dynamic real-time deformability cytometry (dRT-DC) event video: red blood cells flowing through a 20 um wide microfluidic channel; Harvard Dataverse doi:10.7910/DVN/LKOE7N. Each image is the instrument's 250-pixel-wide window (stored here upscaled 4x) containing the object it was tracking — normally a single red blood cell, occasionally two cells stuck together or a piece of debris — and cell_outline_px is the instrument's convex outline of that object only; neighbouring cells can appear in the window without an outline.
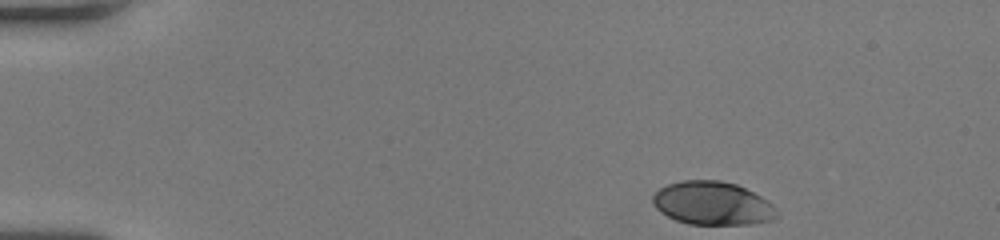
{"species": "human", "species_latin": "Homo sapiens", "temperature_condition": "room temperature", "stored_images_in_passage": 45, "camera_frame_rate_fps": 3000, "um_per_image_px": 0.085, "donor": {"sex": "female"}, "frame": {"image": 1, "passage_image": 1, "time_ms": 0.0, "image_size_px": [1000, 240], "cell_outline_px": [[776, 216], [772, 220], [752, 224], [688, 224], [676, 220], [660, 212], [652, 204], [652, 196], [660, 188], [668, 184], [680, 180], [720, 180], [736, 184], [760, 196], [772, 204], [776, 208]], "centroid_in_image_um": [60.53, 17.28], "position_along_channel_um": 24.5, "area_um2": 31.27}}
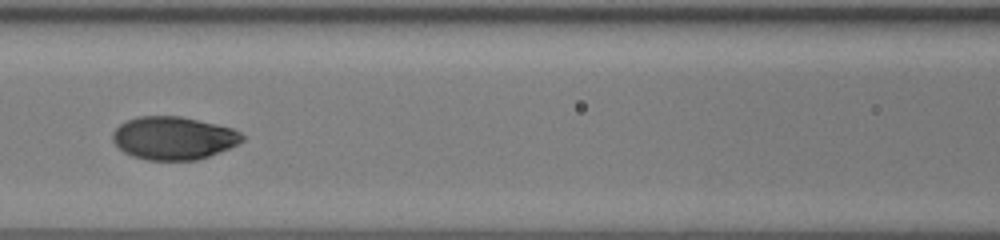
{"frame": {"image": 2, "passage_image": 18, "time_ms": 5.667, "image_size_px": [1000, 240], "cell_outline_px": [[244, 140], [228, 148], [208, 156], [196, 160], [148, 160], [132, 156], [124, 152], [112, 140], [112, 132], [120, 124], [136, 116], [180, 116], [216, 124], [232, 128], [240, 132], [244, 136]], "centroid_in_image_um": [14.72, 11.73], "position_along_channel_um": 151.9, "area_um2": 32.31}}
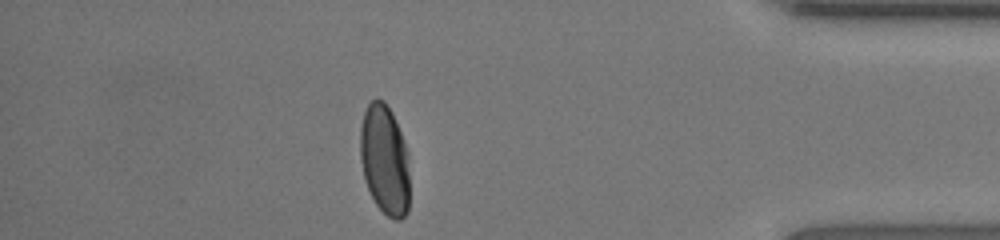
{"frame": {"image": 3, "passage_image": 39, "time_ms": 12.667, "image_size_px": [1000, 240], "cell_outline_px": [[408, 212], [400, 220], [392, 220], [376, 204], [364, 180], [360, 160], [360, 128], [364, 112], [368, 104], [376, 96], [384, 100], [392, 112], [408, 152]], "centroid_in_image_um": [32.68, 13.56], "position_along_channel_um": 402.5, "area_um2": 31.85}, "authors_computed_cell_mechanics": {"area_um2": 32.5414, "velocity_mm_per_s": 4.071, "shape_relaxation_time_tau1_ms": 3.0594, "shape_relaxation_time_tau2_ms": null, "deformation_change_tau1": 0.1602, "deformation_change_tau2": null}}